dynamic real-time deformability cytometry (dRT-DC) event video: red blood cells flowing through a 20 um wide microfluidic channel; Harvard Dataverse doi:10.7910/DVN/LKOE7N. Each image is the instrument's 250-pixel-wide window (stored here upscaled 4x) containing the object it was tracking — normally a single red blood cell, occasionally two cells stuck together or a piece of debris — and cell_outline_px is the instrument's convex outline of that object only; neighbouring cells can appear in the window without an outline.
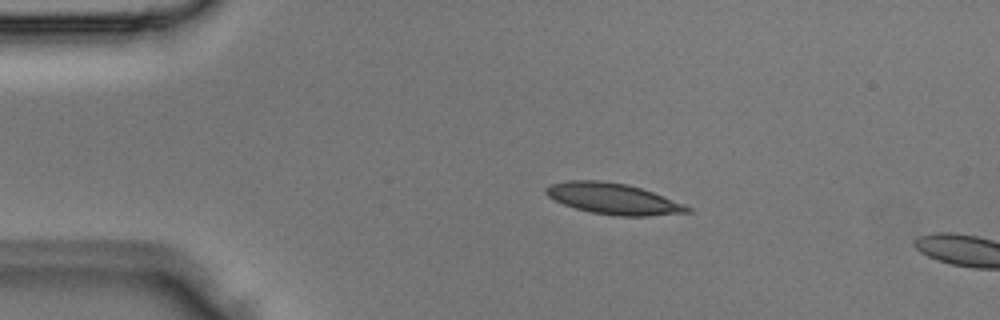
{"species": "Egyptian fruit bat (a non-hibernating species)", "species_latin": "Rousettus aegyptiacus", "temperature_condition": "room temperature", "stored_images_in_passage": 2, "camera_frame_rate_fps": 3000, "um_per_image_px": 0.085, "animal": {"sex": "male"}, "frame": {"image": 1, "passage_image": 1, "time_ms": 0.0, "image_size_px": [1000, 320], "cell_outline_px": [[692, 212], [648, 216], [616, 216], [592, 212], [576, 208], [564, 204], [548, 196], [544, 192], [544, 188], [552, 184], [568, 180], [600, 180], [628, 184], [652, 192], [684, 204], [692, 208]], "centroid_in_image_um": [52.13, 16.89], "position_along_channel_um": 32.9, "area_um2": 25.43}}